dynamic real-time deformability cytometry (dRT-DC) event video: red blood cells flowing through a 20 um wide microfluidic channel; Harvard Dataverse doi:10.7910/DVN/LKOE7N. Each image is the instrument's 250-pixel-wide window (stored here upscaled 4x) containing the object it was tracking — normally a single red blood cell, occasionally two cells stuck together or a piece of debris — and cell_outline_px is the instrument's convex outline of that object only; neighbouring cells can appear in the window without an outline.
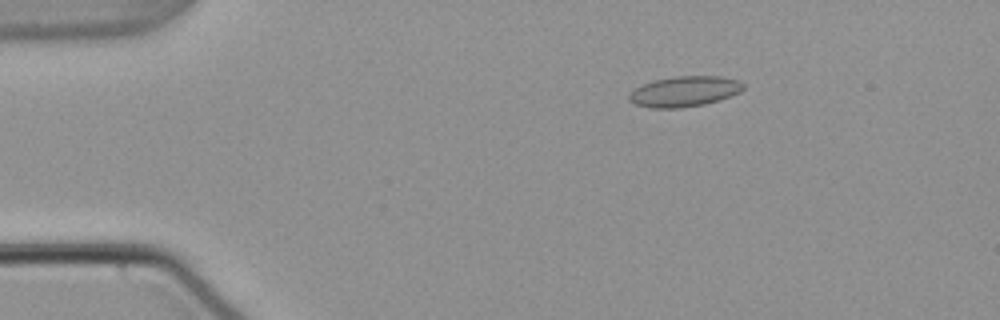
{"species": "common noctule bat (a hibernating species)", "species_latin": "Nyctalus noctula", "temperature_condition": "warm", "stored_images_in_passage": 54, "camera_frame_rate_fps": 3000, "um_per_image_px": 0.085, "animal": {"sex": "male", "body_mass_g": 21.5, "forearm_length_mm": 52.0}, "frame": {"image": 1, "passage_image": 9, "time_ms": 2.667, "image_size_px": [1000, 320], "cell_outline_px": [[744, 88], [740, 92], [720, 100], [704, 104], [680, 108], [652, 108], [636, 104], [628, 100], [628, 96], [632, 88], [656, 80], [676, 76], [720, 76], [740, 80], [744, 84]], "centroid_in_image_um": [58.18, 7.77], "position_along_channel_um": 26.8, "area_um2": 20.35}}
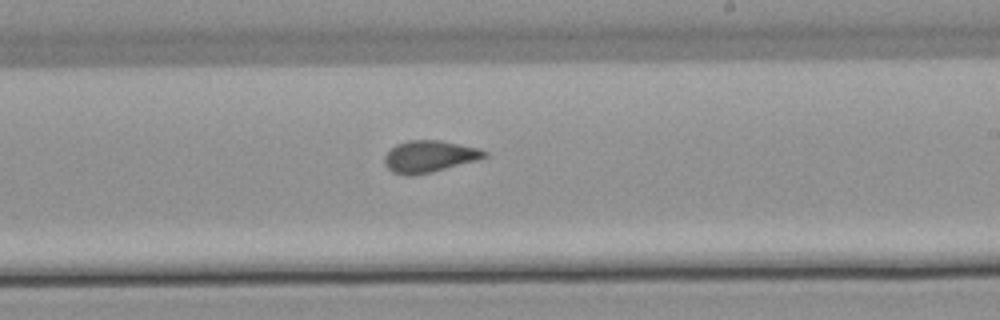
{"frame": {"image": 2, "passage_image": 32, "time_ms": 10.333, "image_size_px": [1000, 320], "cell_outline_px": [[488, 156], [476, 160], [432, 172], [412, 176], [404, 176], [392, 172], [384, 164], [384, 156], [396, 144], [408, 140], [440, 140], [480, 148], [488, 152]], "centroid_in_image_um": [36.48, 13.3], "position_along_channel_um": 252.5, "area_um2": 18.61}}
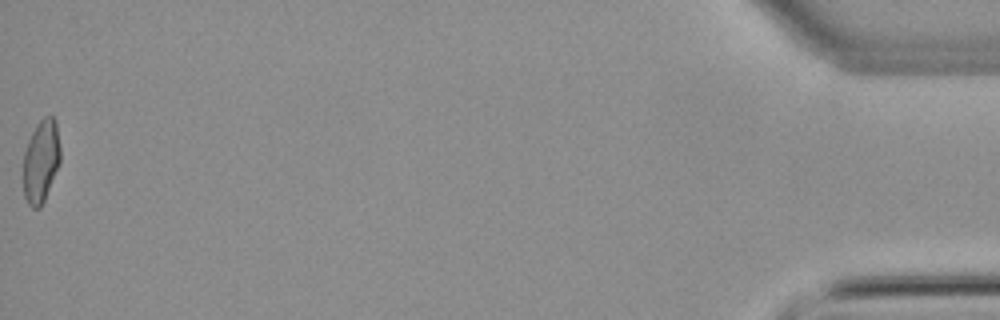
{"frame": {"image": 3, "passage_image": 54, "time_ms": 17.667, "image_size_px": [1000, 320], "cell_outline_px": [[60, 164], [44, 200], [40, 208], [32, 208], [28, 204], [24, 196], [24, 152], [28, 140], [36, 124], [44, 116], [52, 116], [56, 120], [60, 148]], "centroid_in_image_um": [3.49, 13.68], "position_along_channel_um": 431.7, "area_um2": 17.92}, "authors_computed_cell_mechanics": {"area_um2": 18.6405, "velocity_mm_per_s": 3.8134, "shape_relaxation_time_tau1_ms": null, "shape_relaxation_time_tau2_ms": 0.9825, "deformation_change_tau1": null, "deformation_change_tau2": 0.076}}